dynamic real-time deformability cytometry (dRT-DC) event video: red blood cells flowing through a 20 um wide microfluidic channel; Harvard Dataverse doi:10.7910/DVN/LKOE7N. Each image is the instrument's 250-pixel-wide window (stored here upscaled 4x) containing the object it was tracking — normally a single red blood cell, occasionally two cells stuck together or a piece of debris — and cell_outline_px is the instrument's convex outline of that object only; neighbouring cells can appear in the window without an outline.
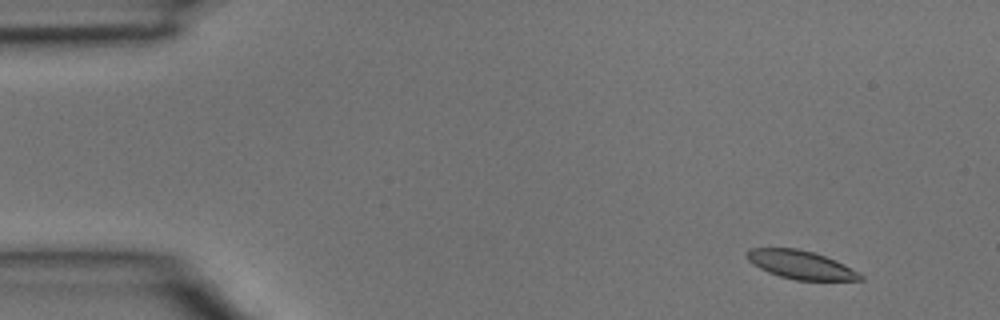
{"species": "common noctule bat (a hibernating species)", "species_latin": "Nyctalus noctula", "temperature_condition": "room temperature", "stored_images_in_passage": 4, "camera_frame_rate_fps": 3000, "um_per_image_px": 0.085, "animal": {"sex": "male", "body_mass_g": 15.6}, "frame": {"image": 1, "passage_image": 1, "time_ms": 0.0, "image_size_px": [1000, 320], "cell_outline_px": [[864, 280], [796, 280], [780, 276], [768, 272], [752, 264], [748, 260], [744, 252], [748, 248], [796, 248], [812, 252], [836, 260], [844, 264], [864, 276]], "centroid_in_image_um": [68.03, 22.5], "position_along_channel_um": 17.0, "area_um2": 18.73}}
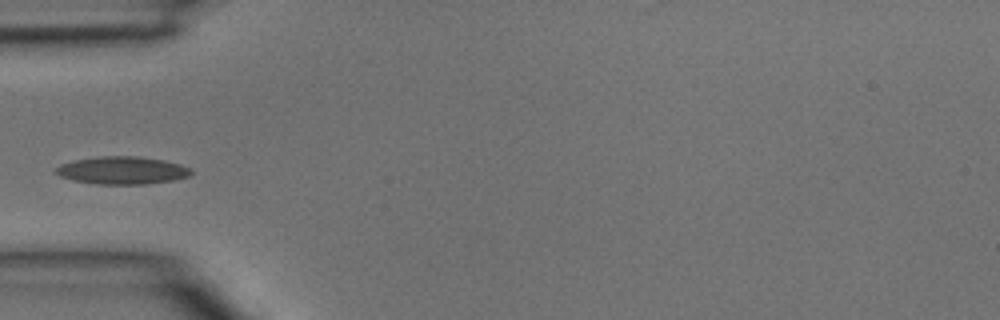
{"frame": {"image": 2, "passage_image": 4, "time_ms": 1.0, "image_size_px": [1000, 320], "cell_outline_px": [[192, 172], [188, 176], [172, 180], [144, 184], [96, 184], [72, 180], [60, 176], [52, 172], [60, 164], [76, 160], [100, 156], [136, 156], [164, 160], [180, 164], [192, 168]], "centroid_in_image_um": [10.36, 14.48], "position_along_channel_um": 74.6, "area_um2": 21.79}}